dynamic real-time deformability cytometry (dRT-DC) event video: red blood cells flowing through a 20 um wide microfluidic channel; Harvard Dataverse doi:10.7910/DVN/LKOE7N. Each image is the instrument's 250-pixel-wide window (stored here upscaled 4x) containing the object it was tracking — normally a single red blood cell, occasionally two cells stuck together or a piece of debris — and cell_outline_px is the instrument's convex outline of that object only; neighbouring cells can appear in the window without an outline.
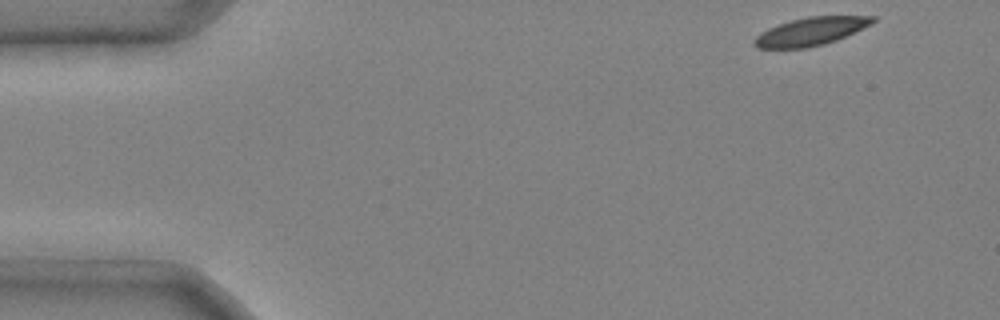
{"species": "common noctule bat (a hibernating species)", "species_latin": "Nyctalus noctula", "temperature_condition": "cold", "stored_images_in_passage": 40, "camera_frame_rate_fps": 3000, "um_per_image_px": 0.085, "animal": {"sex": "male", "body_mass_g": 20.4}, "frame": {"image": 1, "passage_image": 1, "time_ms": 0.0, "image_size_px": [1000, 320], "cell_outline_px": [[876, 20], [872, 24], [836, 40], [824, 44], [808, 48], [756, 48], [752, 40], [760, 32], [768, 28], [792, 20], [808, 16], [876, 16]], "centroid_in_image_um": [68.9, 2.67], "position_along_channel_um": 16.1, "area_um2": 19.31}}
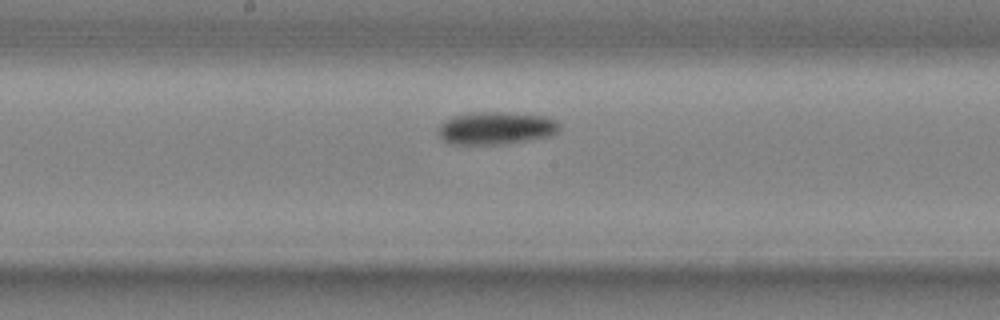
{"frame": {"image": 2, "passage_image": 23, "time_ms": 7.333, "image_size_px": [1000, 320], "cell_outline_px": [[560, 128], [556, 132], [548, 136], [528, 140], [500, 144], [452, 144], [440, 140], [440, 124], [444, 120], [452, 116], [472, 112], [500, 112], [548, 116], [556, 120], [560, 124]], "centroid_in_image_um": [42.15, 10.88], "position_along_channel_um": 206.1, "area_um2": 23.06}}
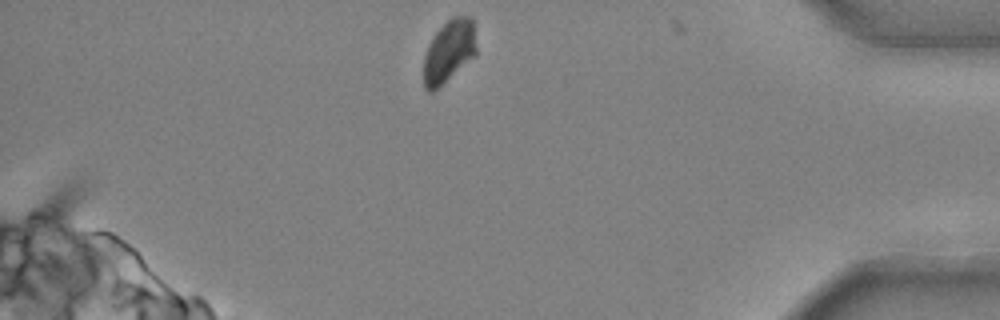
{"frame": {"image": 3, "passage_image": 40, "time_ms": 13.0, "image_size_px": [1000, 320], "cell_outline_px": [[476, 56], [432, 92], [428, 92], [424, 88], [424, 56], [428, 44], [436, 32], [452, 16], [468, 16], [472, 20], [476, 48]], "centroid_in_image_um": [38.15, 4.37], "position_along_channel_um": 397.0, "area_um2": 19.02}, "authors_computed_cell_mechanics": {"area_um2": 21.5594, "velocity_mm_per_s": 3.9386, "shape_relaxation_time_tau1_ms": 2.7455, "shape_relaxation_time_tau2_ms": 4.7461, "deformation_change_tau1": 0.1236, "deformation_change_tau2": 0.0629}}